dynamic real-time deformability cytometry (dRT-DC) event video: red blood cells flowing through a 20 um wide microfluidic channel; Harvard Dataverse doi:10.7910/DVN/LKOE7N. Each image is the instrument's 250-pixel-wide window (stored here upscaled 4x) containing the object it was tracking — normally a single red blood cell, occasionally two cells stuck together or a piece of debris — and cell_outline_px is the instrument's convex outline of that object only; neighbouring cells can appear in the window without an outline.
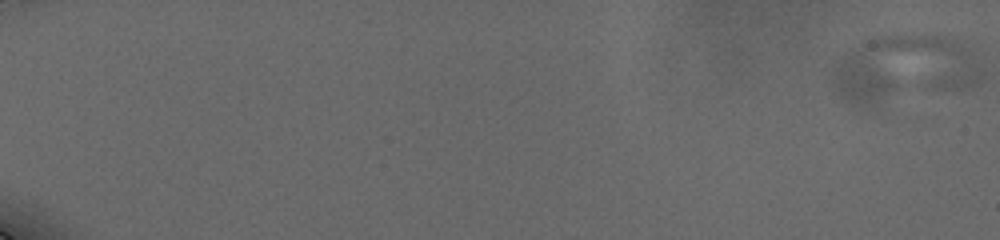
{"species": "human", "species_latin": "Homo sapiens", "temperature_condition": "cold", "stored_images_in_passage": 39, "camera_frame_rate_fps": 3000, "um_per_image_px": 0.085, "donor": {"sex": "male"}, "frame": {"image": 1, "passage_image": 1, "time_ms": 0.0, "image_size_px": [1000, 240], "cell_outline_px": [[984, 76], [980, 84], [872, 116], [860, 112], [840, 100], [832, 92], [828, 80], [832, 64], [844, 52], [868, 40], [880, 36], [944, 36], [956, 40], [964, 44], [972, 52], [984, 72]], "centroid_in_image_um": [76.69, 6.12], "position_along_channel_um": 8.3, "area_um2": 64.68}}
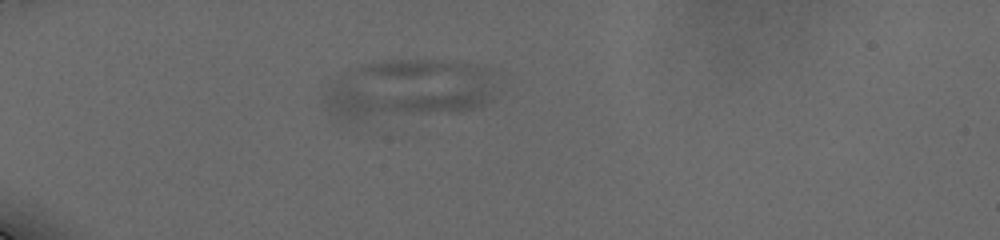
{"frame": {"image": 2, "passage_image": 17, "time_ms": 6.667, "image_size_px": [1000, 240], "cell_outline_px": [[492, 96], [484, 104], [476, 108], [464, 112], [356, 120], [344, 120], [336, 116], [324, 108], [324, 96], [332, 80], [340, 72], [360, 64], [384, 60], [432, 60], [468, 64], [484, 68], [488, 72]], "centroid_in_image_um": [34.57, 7.6], "position_along_channel_um": 50.4, "area_um2": 59.82}}